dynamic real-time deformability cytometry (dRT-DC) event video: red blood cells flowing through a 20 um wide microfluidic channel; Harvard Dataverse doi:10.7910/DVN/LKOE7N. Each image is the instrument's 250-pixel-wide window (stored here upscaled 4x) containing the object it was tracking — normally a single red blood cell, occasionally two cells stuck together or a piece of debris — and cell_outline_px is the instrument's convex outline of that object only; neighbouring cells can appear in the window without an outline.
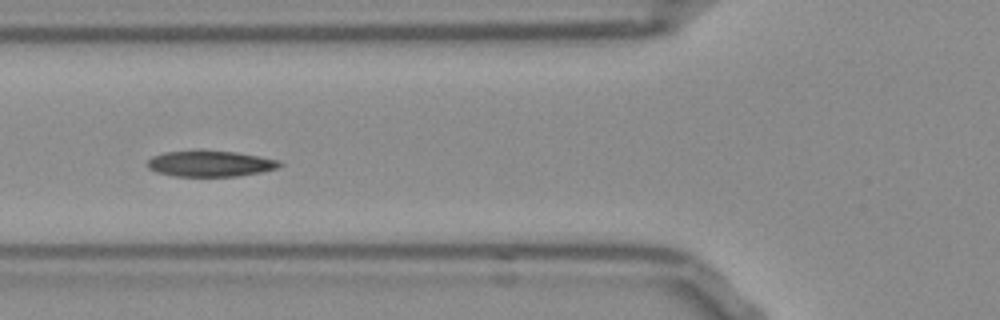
{"species": "Egyptian fruit bat (a non-hibernating species)", "species_latin": "Rousettus aegyptiacus", "temperature_condition": "room temperature", "stored_images_in_passage": 29, "camera_frame_rate_fps": 3000, "um_per_image_px": 0.085, "frame": {"image": 1, "passage_image": 5, "time_ms": 1.333, "image_size_px": [1000, 320], "cell_outline_px": [[284, 164], [276, 168], [260, 172], [236, 176], [176, 176], [156, 172], [148, 168], [148, 160], [152, 156], [164, 152], [200, 148], [236, 152], [260, 156], [280, 160]], "centroid_in_image_um": [17.85, 13.87], "position_along_channel_um": 107.9, "area_um2": 20.52}, "authors_computed_cell_mechanics": {"area_um2": 19.941, "velocity_mm_per_s": 3.7908, "shape_relaxation_time_tau1_ms": 5.4961, "shape_relaxation_time_tau2_ms": 2.9771, "deformation_change_tau1": 0.1424, "deformation_change_tau2": 0.077}}